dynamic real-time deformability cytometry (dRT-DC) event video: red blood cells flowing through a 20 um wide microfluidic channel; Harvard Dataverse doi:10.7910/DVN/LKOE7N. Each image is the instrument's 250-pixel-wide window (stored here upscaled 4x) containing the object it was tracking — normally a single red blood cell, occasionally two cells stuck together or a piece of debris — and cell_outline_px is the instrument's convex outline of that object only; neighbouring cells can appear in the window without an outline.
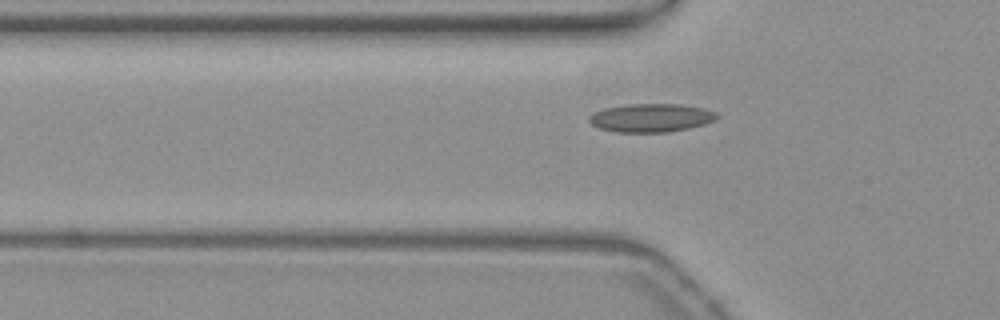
{"species": "common noctule bat (a hibernating species)", "species_latin": "Nyctalus noctula", "temperature_condition": "warm", "stored_images_in_passage": 39, "camera_frame_rate_fps": 3000, "um_per_image_px": 0.085, "animal": {"sex": "female", "body_mass_g": 19.3, "forearm_length_mm": 54.1}, "frame": {"image": 1, "passage_image": 2, "time_ms": 0.333, "image_size_px": [1000, 320], "cell_outline_px": [[720, 116], [704, 124], [688, 128], [668, 132], [616, 132], [600, 128], [592, 124], [588, 120], [588, 116], [592, 112], [604, 108], [628, 104], [680, 104], [704, 108], [716, 112]], "centroid_in_image_um": [55.31, 10.01], "position_along_channel_um": 70.5, "area_um2": 21.15}}
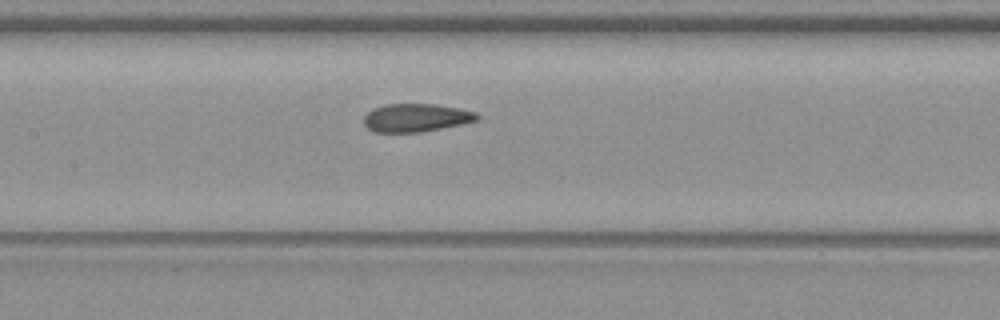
{"frame": {"image": 2, "passage_image": 10, "time_ms": 3.0, "image_size_px": [1000, 320], "cell_outline_px": [[480, 116], [476, 120], [460, 124], [420, 132], [372, 132], [364, 124], [364, 116], [372, 108], [384, 104], [436, 104], [460, 108], [476, 112]], "centroid_in_image_um": [35.33, 9.99], "position_along_channel_um": 172.1, "area_um2": 18.55}}
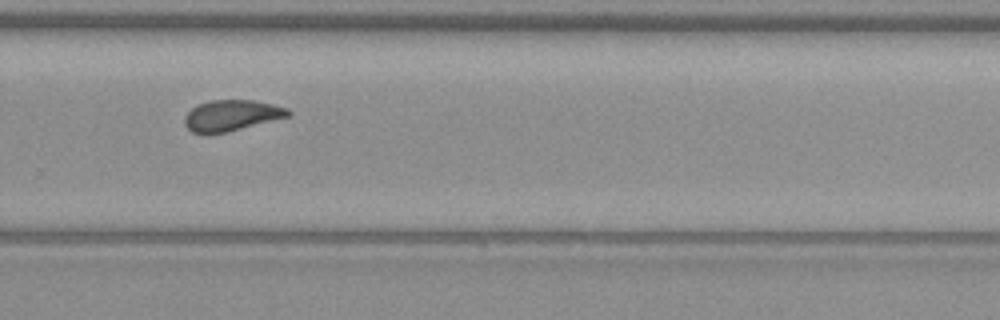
{"frame": {"image": 3, "passage_image": 21, "time_ms": 6.667, "image_size_px": [1000, 320], "cell_outline_px": [[292, 116], [228, 132], [192, 132], [184, 124], [184, 116], [192, 108], [208, 100], [252, 100], [272, 104], [288, 108], [292, 112]], "centroid_in_image_um": [19.74, 9.8], "position_along_channel_um": 310.1, "area_um2": 18.61}, "authors_computed_cell_mechanics": {"area_um2": 18.4382, "velocity_mm_per_s": 3.7767, "shape_relaxation_time_tau1_ms": null, "shape_relaxation_time_tau2_ms": 1.2666, "deformation_change_tau1": null, "deformation_change_tau2": 0.0553}}